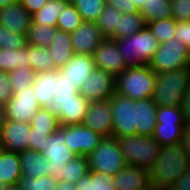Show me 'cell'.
<instances>
[{
	"mask_svg": "<svg viewBox=\"0 0 190 190\" xmlns=\"http://www.w3.org/2000/svg\"><path fill=\"white\" fill-rule=\"evenodd\" d=\"M190 167V158L181 142L162 146L148 170L149 182L158 189L168 190Z\"/></svg>",
	"mask_w": 190,
	"mask_h": 190,
	"instance_id": "obj_1",
	"label": "cell"
},
{
	"mask_svg": "<svg viewBox=\"0 0 190 190\" xmlns=\"http://www.w3.org/2000/svg\"><path fill=\"white\" fill-rule=\"evenodd\" d=\"M156 73L148 65L128 66L115 77V93L133 101L152 98Z\"/></svg>",
	"mask_w": 190,
	"mask_h": 190,
	"instance_id": "obj_2",
	"label": "cell"
},
{
	"mask_svg": "<svg viewBox=\"0 0 190 190\" xmlns=\"http://www.w3.org/2000/svg\"><path fill=\"white\" fill-rule=\"evenodd\" d=\"M190 86V67L156 74L152 100L157 106H181L185 90Z\"/></svg>",
	"mask_w": 190,
	"mask_h": 190,
	"instance_id": "obj_3",
	"label": "cell"
},
{
	"mask_svg": "<svg viewBox=\"0 0 190 190\" xmlns=\"http://www.w3.org/2000/svg\"><path fill=\"white\" fill-rule=\"evenodd\" d=\"M115 40L128 66L148 65L159 47V41L147 25L127 38Z\"/></svg>",
	"mask_w": 190,
	"mask_h": 190,
	"instance_id": "obj_4",
	"label": "cell"
},
{
	"mask_svg": "<svg viewBox=\"0 0 190 190\" xmlns=\"http://www.w3.org/2000/svg\"><path fill=\"white\" fill-rule=\"evenodd\" d=\"M127 165L149 170L158 156L161 146L153 137L141 135L117 138Z\"/></svg>",
	"mask_w": 190,
	"mask_h": 190,
	"instance_id": "obj_5",
	"label": "cell"
},
{
	"mask_svg": "<svg viewBox=\"0 0 190 190\" xmlns=\"http://www.w3.org/2000/svg\"><path fill=\"white\" fill-rule=\"evenodd\" d=\"M89 170L115 176L127 165L116 137H103L97 148L87 155Z\"/></svg>",
	"mask_w": 190,
	"mask_h": 190,
	"instance_id": "obj_6",
	"label": "cell"
},
{
	"mask_svg": "<svg viewBox=\"0 0 190 190\" xmlns=\"http://www.w3.org/2000/svg\"><path fill=\"white\" fill-rule=\"evenodd\" d=\"M148 66L156 74L190 67V54L187 47L177 39L159 43Z\"/></svg>",
	"mask_w": 190,
	"mask_h": 190,
	"instance_id": "obj_7",
	"label": "cell"
},
{
	"mask_svg": "<svg viewBox=\"0 0 190 190\" xmlns=\"http://www.w3.org/2000/svg\"><path fill=\"white\" fill-rule=\"evenodd\" d=\"M66 126H59L55 133L49 135L44 147H41V154L49 160L50 176L57 181L63 180L64 166L75 154L65 145Z\"/></svg>",
	"mask_w": 190,
	"mask_h": 190,
	"instance_id": "obj_8",
	"label": "cell"
},
{
	"mask_svg": "<svg viewBox=\"0 0 190 190\" xmlns=\"http://www.w3.org/2000/svg\"><path fill=\"white\" fill-rule=\"evenodd\" d=\"M113 119V136L138 135L136 124V101L114 94L109 99Z\"/></svg>",
	"mask_w": 190,
	"mask_h": 190,
	"instance_id": "obj_9",
	"label": "cell"
},
{
	"mask_svg": "<svg viewBox=\"0 0 190 190\" xmlns=\"http://www.w3.org/2000/svg\"><path fill=\"white\" fill-rule=\"evenodd\" d=\"M89 104L90 101L77 92L72 97H53L45 108L58 118L59 125L67 126L82 124Z\"/></svg>",
	"mask_w": 190,
	"mask_h": 190,
	"instance_id": "obj_10",
	"label": "cell"
},
{
	"mask_svg": "<svg viewBox=\"0 0 190 190\" xmlns=\"http://www.w3.org/2000/svg\"><path fill=\"white\" fill-rule=\"evenodd\" d=\"M40 108L34 86H28L13 93L12 98L5 104L6 120L30 123Z\"/></svg>",
	"mask_w": 190,
	"mask_h": 190,
	"instance_id": "obj_11",
	"label": "cell"
},
{
	"mask_svg": "<svg viewBox=\"0 0 190 190\" xmlns=\"http://www.w3.org/2000/svg\"><path fill=\"white\" fill-rule=\"evenodd\" d=\"M102 138L83 124L67 125L64 143L76 156H87L97 148Z\"/></svg>",
	"mask_w": 190,
	"mask_h": 190,
	"instance_id": "obj_12",
	"label": "cell"
},
{
	"mask_svg": "<svg viewBox=\"0 0 190 190\" xmlns=\"http://www.w3.org/2000/svg\"><path fill=\"white\" fill-rule=\"evenodd\" d=\"M115 76L96 68L83 83L80 94L88 101L109 100L115 94Z\"/></svg>",
	"mask_w": 190,
	"mask_h": 190,
	"instance_id": "obj_13",
	"label": "cell"
},
{
	"mask_svg": "<svg viewBox=\"0 0 190 190\" xmlns=\"http://www.w3.org/2000/svg\"><path fill=\"white\" fill-rule=\"evenodd\" d=\"M82 124L102 137L113 136V119L109 100L91 101Z\"/></svg>",
	"mask_w": 190,
	"mask_h": 190,
	"instance_id": "obj_14",
	"label": "cell"
},
{
	"mask_svg": "<svg viewBox=\"0 0 190 190\" xmlns=\"http://www.w3.org/2000/svg\"><path fill=\"white\" fill-rule=\"evenodd\" d=\"M31 124L5 120L0 130V144L6 151L22 152L28 149Z\"/></svg>",
	"mask_w": 190,
	"mask_h": 190,
	"instance_id": "obj_15",
	"label": "cell"
},
{
	"mask_svg": "<svg viewBox=\"0 0 190 190\" xmlns=\"http://www.w3.org/2000/svg\"><path fill=\"white\" fill-rule=\"evenodd\" d=\"M96 68L118 76L128 65L122 58L116 40L105 38L93 53Z\"/></svg>",
	"mask_w": 190,
	"mask_h": 190,
	"instance_id": "obj_16",
	"label": "cell"
},
{
	"mask_svg": "<svg viewBox=\"0 0 190 190\" xmlns=\"http://www.w3.org/2000/svg\"><path fill=\"white\" fill-rule=\"evenodd\" d=\"M70 36L75 54L93 55L105 39L96 22L85 21Z\"/></svg>",
	"mask_w": 190,
	"mask_h": 190,
	"instance_id": "obj_17",
	"label": "cell"
},
{
	"mask_svg": "<svg viewBox=\"0 0 190 190\" xmlns=\"http://www.w3.org/2000/svg\"><path fill=\"white\" fill-rule=\"evenodd\" d=\"M95 69L96 65L93 55L74 53L73 57L59 71L80 91L83 83Z\"/></svg>",
	"mask_w": 190,
	"mask_h": 190,
	"instance_id": "obj_18",
	"label": "cell"
},
{
	"mask_svg": "<svg viewBox=\"0 0 190 190\" xmlns=\"http://www.w3.org/2000/svg\"><path fill=\"white\" fill-rule=\"evenodd\" d=\"M32 24V15L20 1L0 9V26L13 32L27 34Z\"/></svg>",
	"mask_w": 190,
	"mask_h": 190,
	"instance_id": "obj_19",
	"label": "cell"
},
{
	"mask_svg": "<svg viewBox=\"0 0 190 190\" xmlns=\"http://www.w3.org/2000/svg\"><path fill=\"white\" fill-rule=\"evenodd\" d=\"M116 190H141L148 185V171L137 166L126 165L113 176Z\"/></svg>",
	"mask_w": 190,
	"mask_h": 190,
	"instance_id": "obj_20",
	"label": "cell"
},
{
	"mask_svg": "<svg viewBox=\"0 0 190 190\" xmlns=\"http://www.w3.org/2000/svg\"><path fill=\"white\" fill-rule=\"evenodd\" d=\"M157 105L152 98L136 100L138 135L152 137L157 124Z\"/></svg>",
	"mask_w": 190,
	"mask_h": 190,
	"instance_id": "obj_21",
	"label": "cell"
},
{
	"mask_svg": "<svg viewBox=\"0 0 190 190\" xmlns=\"http://www.w3.org/2000/svg\"><path fill=\"white\" fill-rule=\"evenodd\" d=\"M22 175L33 176L35 179L50 175L49 160L40 152L27 149L19 152Z\"/></svg>",
	"mask_w": 190,
	"mask_h": 190,
	"instance_id": "obj_22",
	"label": "cell"
},
{
	"mask_svg": "<svg viewBox=\"0 0 190 190\" xmlns=\"http://www.w3.org/2000/svg\"><path fill=\"white\" fill-rule=\"evenodd\" d=\"M49 49L54 60L55 68L59 70L74 55L70 33L57 28V33L50 43Z\"/></svg>",
	"mask_w": 190,
	"mask_h": 190,
	"instance_id": "obj_23",
	"label": "cell"
},
{
	"mask_svg": "<svg viewBox=\"0 0 190 190\" xmlns=\"http://www.w3.org/2000/svg\"><path fill=\"white\" fill-rule=\"evenodd\" d=\"M22 176V169L19 161V153L13 151H0V180L5 185L18 183Z\"/></svg>",
	"mask_w": 190,
	"mask_h": 190,
	"instance_id": "obj_24",
	"label": "cell"
},
{
	"mask_svg": "<svg viewBox=\"0 0 190 190\" xmlns=\"http://www.w3.org/2000/svg\"><path fill=\"white\" fill-rule=\"evenodd\" d=\"M59 77V70L38 72L34 81L36 99L41 107H45L53 100V93L56 87V80Z\"/></svg>",
	"mask_w": 190,
	"mask_h": 190,
	"instance_id": "obj_25",
	"label": "cell"
},
{
	"mask_svg": "<svg viewBox=\"0 0 190 190\" xmlns=\"http://www.w3.org/2000/svg\"><path fill=\"white\" fill-rule=\"evenodd\" d=\"M70 0H48L32 15V23L56 27L58 17Z\"/></svg>",
	"mask_w": 190,
	"mask_h": 190,
	"instance_id": "obj_26",
	"label": "cell"
},
{
	"mask_svg": "<svg viewBox=\"0 0 190 190\" xmlns=\"http://www.w3.org/2000/svg\"><path fill=\"white\" fill-rule=\"evenodd\" d=\"M187 123H157L153 138L162 147L181 142Z\"/></svg>",
	"mask_w": 190,
	"mask_h": 190,
	"instance_id": "obj_27",
	"label": "cell"
},
{
	"mask_svg": "<svg viewBox=\"0 0 190 190\" xmlns=\"http://www.w3.org/2000/svg\"><path fill=\"white\" fill-rule=\"evenodd\" d=\"M74 185L77 190H116L113 176L91 170Z\"/></svg>",
	"mask_w": 190,
	"mask_h": 190,
	"instance_id": "obj_28",
	"label": "cell"
},
{
	"mask_svg": "<svg viewBox=\"0 0 190 190\" xmlns=\"http://www.w3.org/2000/svg\"><path fill=\"white\" fill-rule=\"evenodd\" d=\"M121 16L122 13H120L115 7L108 3L105 4L103 11L96 21L99 30L105 38L117 39V26Z\"/></svg>",
	"mask_w": 190,
	"mask_h": 190,
	"instance_id": "obj_29",
	"label": "cell"
},
{
	"mask_svg": "<svg viewBox=\"0 0 190 190\" xmlns=\"http://www.w3.org/2000/svg\"><path fill=\"white\" fill-rule=\"evenodd\" d=\"M28 61L35 72L57 70L49 47L28 45Z\"/></svg>",
	"mask_w": 190,
	"mask_h": 190,
	"instance_id": "obj_30",
	"label": "cell"
},
{
	"mask_svg": "<svg viewBox=\"0 0 190 190\" xmlns=\"http://www.w3.org/2000/svg\"><path fill=\"white\" fill-rule=\"evenodd\" d=\"M22 66L30 67L28 45L18 50L0 48V70L10 72Z\"/></svg>",
	"mask_w": 190,
	"mask_h": 190,
	"instance_id": "obj_31",
	"label": "cell"
},
{
	"mask_svg": "<svg viewBox=\"0 0 190 190\" xmlns=\"http://www.w3.org/2000/svg\"><path fill=\"white\" fill-rule=\"evenodd\" d=\"M145 22L172 17L171 0H146L139 10Z\"/></svg>",
	"mask_w": 190,
	"mask_h": 190,
	"instance_id": "obj_32",
	"label": "cell"
},
{
	"mask_svg": "<svg viewBox=\"0 0 190 190\" xmlns=\"http://www.w3.org/2000/svg\"><path fill=\"white\" fill-rule=\"evenodd\" d=\"M147 25L144 17L139 12L124 13L119 19L117 28V39L127 38L139 32Z\"/></svg>",
	"mask_w": 190,
	"mask_h": 190,
	"instance_id": "obj_33",
	"label": "cell"
},
{
	"mask_svg": "<svg viewBox=\"0 0 190 190\" xmlns=\"http://www.w3.org/2000/svg\"><path fill=\"white\" fill-rule=\"evenodd\" d=\"M56 33L57 27L32 23L26 34L27 45L49 47Z\"/></svg>",
	"mask_w": 190,
	"mask_h": 190,
	"instance_id": "obj_34",
	"label": "cell"
},
{
	"mask_svg": "<svg viewBox=\"0 0 190 190\" xmlns=\"http://www.w3.org/2000/svg\"><path fill=\"white\" fill-rule=\"evenodd\" d=\"M83 19L76 7L69 1L60 13L56 27L67 33L74 32L82 23Z\"/></svg>",
	"mask_w": 190,
	"mask_h": 190,
	"instance_id": "obj_35",
	"label": "cell"
},
{
	"mask_svg": "<svg viewBox=\"0 0 190 190\" xmlns=\"http://www.w3.org/2000/svg\"><path fill=\"white\" fill-rule=\"evenodd\" d=\"M80 13L83 21L96 22L99 18L106 0H70Z\"/></svg>",
	"mask_w": 190,
	"mask_h": 190,
	"instance_id": "obj_36",
	"label": "cell"
},
{
	"mask_svg": "<svg viewBox=\"0 0 190 190\" xmlns=\"http://www.w3.org/2000/svg\"><path fill=\"white\" fill-rule=\"evenodd\" d=\"M30 124L31 128H35V131L48 132L49 135L55 133L60 126L58 118L45 107H41L35 113Z\"/></svg>",
	"mask_w": 190,
	"mask_h": 190,
	"instance_id": "obj_37",
	"label": "cell"
},
{
	"mask_svg": "<svg viewBox=\"0 0 190 190\" xmlns=\"http://www.w3.org/2000/svg\"><path fill=\"white\" fill-rule=\"evenodd\" d=\"M89 172L87 156H75L63 169V181L75 184Z\"/></svg>",
	"mask_w": 190,
	"mask_h": 190,
	"instance_id": "obj_38",
	"label": "cell"
},
{
	"mask_svg": "<svg viewBox=\"0 0 190 190\" xmlns=\"http://www.w3.org/2000/svg\"><path fill=\"white\" fill-rule=\"evenodd\" d=\"M177 21L172 17L154 20L147 23L148 28L156 36L159 43L174 39Z\"/></svg>",
	"mask_w": 190,
	"mask_h": 190,
	"instance_id": "obj_39",
	"label": "cell"
},
{
	"mask_svg": "<svg viewBox=\"0 0 190 190\" xmlns=\"http://www.w3.org/2000/svg\"><path fill=\"white\" fill-rule=\"evenodd\" d=\"M9 73L10 85L12 86L13 93L19 90L26 89V87L34 84L37 72L30 67H19Z\"/></svg>",
	"mask_w": 190,
	"mask_h": 190,
	"instance_id": "obj_40",
	"label": "cell"
},
{
	"mask_svg": "<svg viewBox=\"0 0 190 190\" xmlns=\"http://www.w3.org/2000/svg\"><path fill=\"white\" fill-rule=\"evenodd\" d=\"M58 181L50 175L35 179L33 176L22 175L17 185L21 190H56Z\"/></svg>",
	"mask_w": 190,
	"mask_h": 190,
	"instance_id": "obj_41",
	"label": "cell"
},
{
	"mask_svg": "<svg viewBox=\"0 0 190 190\" xmlns=\"http://www.w3.org/2000/svg\"><path fill=\"white\" fill-rule=\"evenodd\" d=\"M157 123H186L183 112L178 106H158Z\"/></svg>",
	"mask_w": 190,
	"mask_h": 190,
	"instance_id": "obj_42",
	"label": "cell"
},
{
	"mask_svg": "<svg viewBox=\"0 0 190 190\" xmlns=\"http://www.w3.org/2000/svg\"><path fill=\"white\" fill-rule=\"evenodd\" d=\"M0 45L1 48H8L11 50L25 48L27 46L26 35L19 32H13L11 29L3 28V38Z\"/></svg>",
	"mask_w": 190,
	"mask_h": 190,
	"instance_id": "obj_43",
	"label": "cell"
},
{
	"mask_svg": "<svg viewBox=\"0 0 190 190\" xmlns=\"http://www.w3.org/2000/svg\"><path fill=\"white\" fill-rule=\"evenodd\" d=\"M77 92H79L78 88L59 71V77L58 80H56L53 96L57 98L72 97V95H75Z\"/></svg>",
	"mask_w": 190,
	"mask_h": 190,
	"instance_id": "obj_44",
	"label": "cell"
},
{
	"mask_svg": "<svg viewBox=\"0 0 190 190\" xmlns=\"http://www.w3.org/2000/svg\"><path fill=\"white\" fill-rule=\"evenodd\" d=\"M172 18L177 22L190 21V0H171Z\"/></svg>",
	"mask_w": 190,
	"mask_h": 190,
	"instance_id": "obj_45",
	"label": "cell"
},
{
	"mask_svg": "<svg viewBox=\"0 0 190 190\" xmlns=\"http://www.w3.org/2000/svg\"><path fill=\"white\" fill-rule=\"evenodd\" d=\"M13 96L9 73L0 70V102L6 104Z\"/></svg>",
	"mask_w": 190,
	"mask_h": 190,
	"instance_id": "obj_46",
	"label": "cell"
},
{
	"mask_svg": "<svg viewBox=\"0 0 190 190\" xmlns=\"http://www.w3.org/2000/svg\"><path fill=\"white\" fill-rule=\"evenodd\" d=\"M174 39L183 43L190 54V21L177 22Z\"/></svg>",
	"mask_w": 190,
	"mask_h": 190,
	"instance_id": "obj_47",
	"label": "cell"
},
{
	"mask_svg": "<svg viewBox=\"0 0 190 190\" xmlns=\"http://www.w3.org/2000/svg\"><path fill=\"white\" fill-rule=\"evenodd\" d=\"M48 136V132L35 131V128H31L28 149L41 153V147H44Z\"/></svg>",
	"mask_w": 190,
	"mask_h": 190,
	"instance_id": "obj_48",
	"label": "cell"
},
{
	"mask_svg": "<svg viewBox=\"0 0 190 190\" xmlns=\"http://www.w3.org/2000/svg\"><path fill=\"white\" fill-rule=\"evenodd\" d=\"M107 3L115 7L122 14L139 12L132 0H109Z\"/></svg>",
	"mask_w": 190,
	"mask_h": 190,
	"instance_id": "obj_49",
	"label": "cell"
},
{
	"mask_svg": "<svg viewBox=\"0 0 190 190\" xmlns=\"http://www.w3.org/2000/svg\"><path fill=\"white\" fill-rule=\"evenodd\" d=\"M168 190H190V167Z\"/></svg>",
	"mask_w": 190,
	"mask_h": 190,
	"instance_id": "obj_50",
	"label": "cell"
},
{
	"mask_svg": "<svg viewBox=\"0 0 190 190\" xmlns=\"http://www.w3.org/2000/svg\"><path fill=\"white\" fill-rule=\"evenodd\" d=\"M48 0H20L23 7L33 15L36 11L41 9Z\"/></svg>",
	"mask_w": 190,
	"mask_h": 190,
	"instance_id": "obj_51",
	"label": "cell"
},
{
	"mask_svg": "<svg viewBox=\"0 0 190 190\" xmlns=\"http://www.w3.org/2000/svg\"><path fill=\"white\" fill-rule=\"evenodd\" d=\"M180 108L183 112L186 123H188L190 121V86L185 90Z\"/></svg>",
	"mask_w": 190,
	"mask_h": 190,
	"instance_id": "obj_52",
	"label": "cell"
},
{
	"mask_svg": "<svg viewBox=\"0 0 190 190\" xmlns=\"http://www.w3.org/2000/svg\"><path fill=\"white\" fill-rule=\"evenodd\" d=\"M181 144L190 158V128L188 126H186L185 131L183 133Z\"/></svg>",
	"mask_w": 190,
	"mask_h": 190,
	"instance_id": "obj_53",
	"label": "cell"
},
{
	"mask_svg": "<svg viewBox=\"0 0 190 190\" xmlns=\"http://www.w3.org/2000/svg\"><path fill=\"white\" fill-rule=\"evenodd\" d=\"M56 190H77L74 184L68 181H58Z\"/></svg>",
	"mask_w": 190,
	"mask_h": 190,
	"instance_id": "obj_54",
	"label": "cell"
},
{
	"mask_svg": "<svg viewBox=\"0 0 190 190\" xmlns=\"http://www.w3.org/2000/svg\"><path fill=\"white\" fill-rule=\"evenodd\" d=\"M6 120L5 104L0 102V130Z\"/></svg>",
	"mask_w": 190,
	"mask_h": 190,
	"instance_id": "obj_55",
	"label": "cell"
},
{
	"mask_svg": "<svg viewBox=\"0 0 190 190\" xmlns=\"http://www.w3.org/2000/svg\"><path fill=\"white\" fill-rule=\"evenodd\" d=\"M18 1L20 0H0V9Z\"/></svg>",
	"mask_w": 190,
	"mask_h": 190,
	"instance_id": "obj_56",
	"label": "cell"
},
{
	"mask_svg": "<svg viewBox=\"0 0 190 190\" xmlns=\"http://www.w3.org/2000/svg\"><path fill=\"white\" fill-rule=\"evenodd\" d=\"M137 7L138 10H140L145 3L146 0H132Z\"/></svg>",
	"mask_w": 190,
	"mask_h": 190,
	"instance_id": "obj_57",
	"label": "cell"
},
{
	"mask_svg": "<svg viewBox=\"0 0 190 190\" xmlns=\"http://www.w3.org/2000/svg\"><path fill=\"white\" fill-rule=\"evenodd\" d=\"M141 190H161V189H158L155 185H153L152 183H149L148 185L143 187Z\"/></svg>",
	"mask_w": 190,
	"mask_h": 190,
	"instance_id": "obj_58",
	"label": "cell"
},
{
	"mask_svg": "<svg viewBox=\"0 0 190 190\" xmlns=\"http://www.w3.org/2000/svg\"><path fill=\"white\" fill-rule=\"evenodd\" d=\"M6 190H21L17 184L8 185Z\"/></svg>",
	"mask_w": 190,
	"mask_h": 190,
	"instance_id": "obj_59",
	"label": "cell"
},
{
	"mask_svg": "<svg viewBox=\"0 0 190 190\" xmlns=\"http://www.w3.org/2000/svg\"><path fill=\"white\" fill-rule=\"evenodd\" d=\"M2 38H3V27L0 26V43H2ZM1 48V45H0Z\"/></svg>",
	"mask_w": 190,
	"mask_h": 190,
	"instance_id": "obj_60",
	"label": "cell"
},
{
	"mask_svg": "<svg viewBox=\"0 0 190 190\" xmlns=\"http://www.w3.org/2000/svg\"><path fill=\"white\" fill-rule=\"evenodd\" d=\"M7 185H5L1 180H0V190H6Z\"/></svg>",
	"mask_w": 190,
	"mask_h": 190,
	"instance_id": "obj_61",
	"label": "cell"
}]
</instances>
